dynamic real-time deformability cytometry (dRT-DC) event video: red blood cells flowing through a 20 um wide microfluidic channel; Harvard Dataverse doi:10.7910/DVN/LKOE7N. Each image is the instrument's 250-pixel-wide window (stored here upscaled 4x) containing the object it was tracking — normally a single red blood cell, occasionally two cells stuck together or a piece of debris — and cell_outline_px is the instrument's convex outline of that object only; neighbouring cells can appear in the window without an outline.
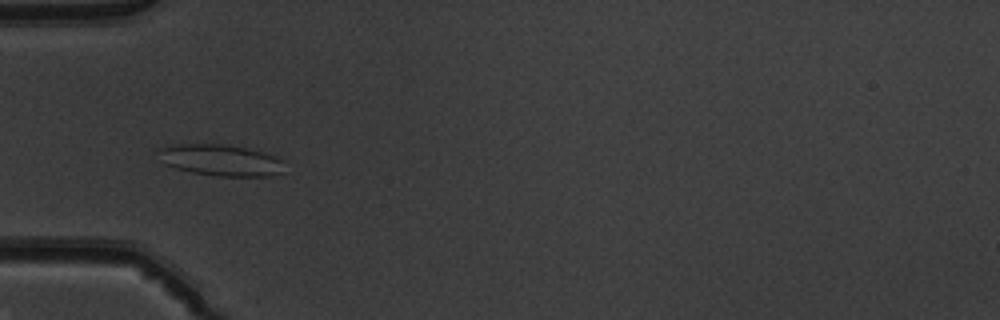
{"species": "common noctule bat (a hibernating species)", "species_latin": "Nyctalus noctula", "temperature_condition": "warm", "stored_images_in_passage": 51, "camera_frame_rate_fps": 3000, "um_per_image_px": 0.085, "animal": {"sex": "male", "body_mass_g": 19.5, "forearm_length_mm": 54.6}, "frame": {"image": 1, "passage_image": 17, "time_ms": 5.333, "image_size_px": [1000, 320], "cell_outline_px": [[284, 172], [268, 176], [220, 176], [192, 172], [176, 168], [164, 164], [156, 148], [172, 144], [220, 144], [244, 148], [264, 152], [276, 156], [284, 160]], "centroid_in_image_um": [18.77, 13.61], "position_along_channel_um": 66.2, "area_um2": 23.12}}
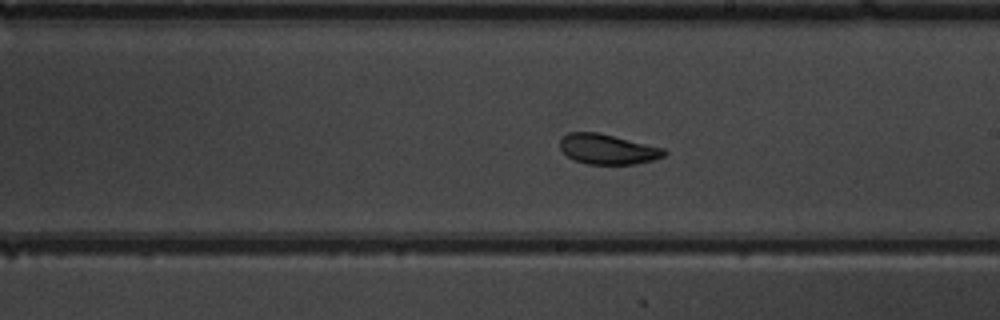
{"frame": {"image": 2, "passage_image": 30, "time_ms": 9.667, "image_size_px": [1000, 320], "cell_outline_px": [[668, 152], [664, 156], [652, 160], [636, 164], [588, 164], [576, 160], [568, 156], [560, 148], [560, 140], [568, 132], [600, 132], [664, 148]], "centroid_in_image_um": [51.67, 12.67], "position_along_channel_um": 237.3, "area_um2": 18.26}}
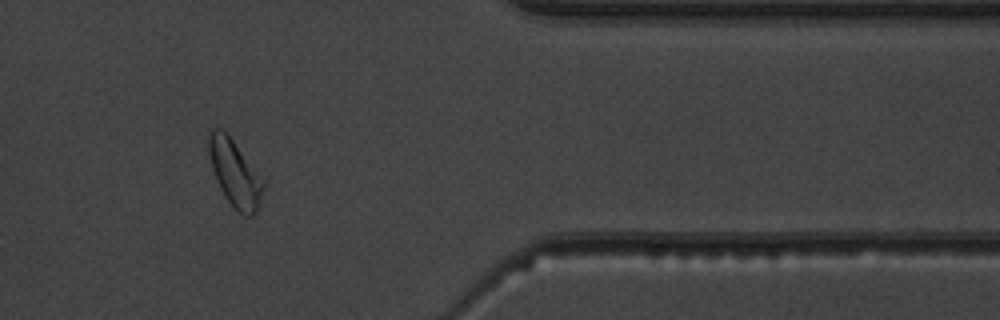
{"frame": {"image": 3, "passage_image": 43, "time_ms": 14.0, "image_size_px": [1000, 320], "cell_outline_px": [[264, 188], [260, 204], [256, 212], [252, 216], [244, 216], [224, 196], [220, 188], [212, 168], [208, 148], [208, 128], [224, 128], [228, 132], [264, 184]], "centroid_in_image_um": [19.92, 14.68], "position_along_channel_um": 391.5, "area_um2": 20.87}, "authors_computed_cell_mechanics": {"area_um2": 21.097, "velocity_mm_per_s": 3.9819, "shape_relaxation_time_tau1_ms": 7.6051, "shape_relaxation_time_tau2_ms": 2.0599, "deformation_change_tau1": 0.1914, "deformation_change_tau2": 0.0832}}